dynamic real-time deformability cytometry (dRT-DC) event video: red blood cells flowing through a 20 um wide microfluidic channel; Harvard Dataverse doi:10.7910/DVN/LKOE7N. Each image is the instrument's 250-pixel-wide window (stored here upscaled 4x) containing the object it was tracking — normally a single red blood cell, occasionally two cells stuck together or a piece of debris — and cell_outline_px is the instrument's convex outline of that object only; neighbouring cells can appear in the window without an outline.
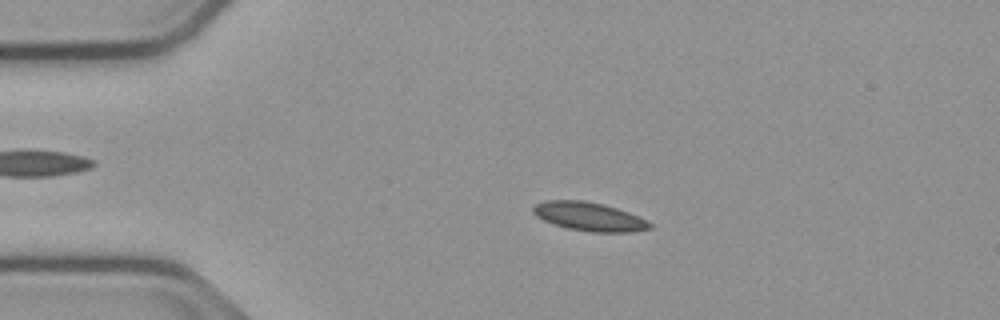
{"species": "common noctule bat (a hibernating species)", "species_latin": "Nyctalus noctula", "temperature_condition": "cold", "stored_images_in_passage": 55, "camera_frame_rate_fps": 3000, "um_per_image_px": 0.085, "animal": {"sex": "male", "body_mass_g": 23.1, "forearm_length_mm": 52.7}, "frame": {"image": 1, "passage_image": 12, "time_ms": 3.667, "image_size_px": [1000, 320], "cell_outline_px": [[652, 228], [632, 232], [588, 232], [568, 228], [544, 220], [536, 216], [532, 212], [532, 208], [536, 204], [544, 200], [584, 200], [604, 204], [628, 212], [652, 224]], "centroid_in_image_um": [50.05, 18.4], "position_along_channel_um": 34.9, "area_um2": 19.36}}
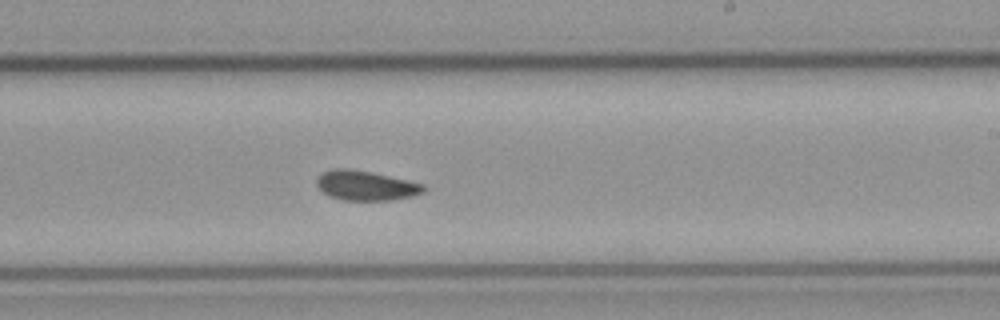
{"frame": {"image": 2, "passage_image": 33, "time_ms": 10.667, "image_size_px": [1000, 320], "cell_outline_px": [[424, 192], [412, 196], [392, 200], [344, 200], [332, 196], [324, 192], [316, 184], [316, 180], [324, 172], [336, 168], [348, 168], [372, 172], [424, 184]], "centroid_in_image_um": [31.11, 15.77], "position_along_channel_um": 257.9, "area_um2": 18.21}}
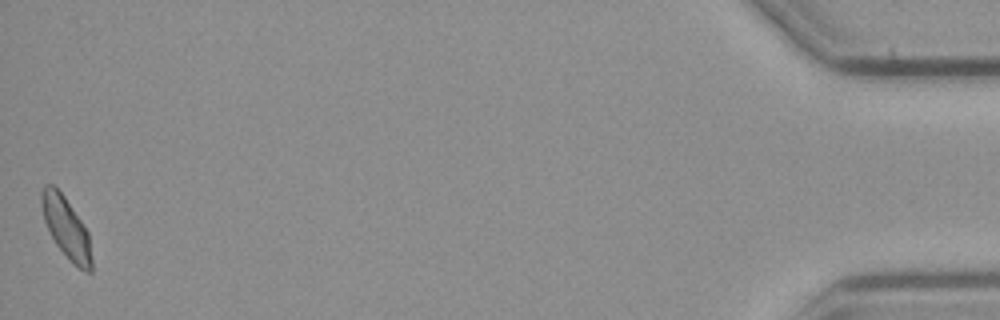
{"frame": {"image": 3, "passage_image": 55, "time_ms": 18.0, "image_size_px": [1000, 320], "cell_outline_px": [[92, 272], [88, 272], [72, 264], [68, 260], [56, 244], [44, 220], [40, 204], [40, 192], [44, 184], [52, 184], [64, 196], [88, 232], [92, 260]], "centroid_in_image_um": [5.61, 19.36], "position_along_channel_um": 429.6, "area_um2": 17.74}, "authors_computed_cell_mechanics": {"area_um2": 18.1492, "velocity_mm_per_s": 3.739, "shape_relaxation_time_tau1_ms": 3.7252, "shape_relaxation_time_tau2_ms": 1.295, "deformation_change_tau1": 0.1027, "deformation_change_tau2": 0.0559}}